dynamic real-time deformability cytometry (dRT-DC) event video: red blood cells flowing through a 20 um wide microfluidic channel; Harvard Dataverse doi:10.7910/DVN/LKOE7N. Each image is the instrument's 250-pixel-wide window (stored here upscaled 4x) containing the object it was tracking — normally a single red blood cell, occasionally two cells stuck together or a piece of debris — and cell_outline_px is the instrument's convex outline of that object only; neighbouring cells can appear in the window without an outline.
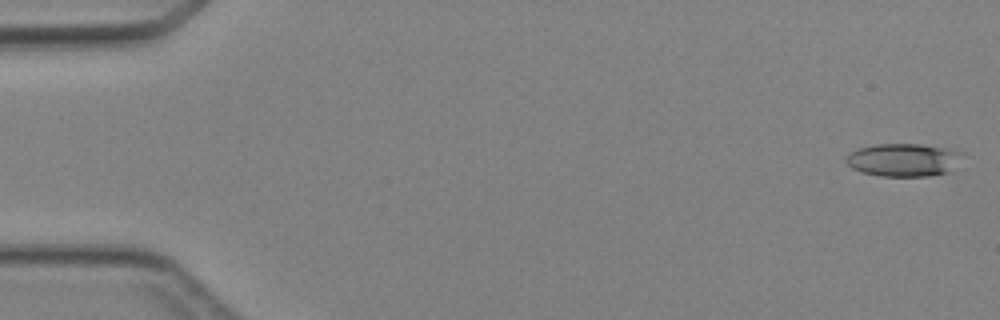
{"species": "Egyptian fruit bat (a non-hibernating species)", "species_latin": "Rousettus aegyptiacus", "temperature_condition": "cold", "stored_images_in_passage": 47, "camera_frame_rate_fps": 3000, "um_per_image_px": 0.085, "animal": {"sex": "female"}, "frame": {"image": 1, "passage_image": 1, "time_ms": 0.0, "image_size_px": [1000, 320], "cell_outline_px": [[964, 152], [948, 172], [928, 176], [880, 176], [860, 172], [852, 168], [844, 160], [852, 152], [860, 148], [876, 144], [920, 144], [944, 148]], "centroid_in_image_um": [76.76, 13.59], "position_along_channel_um": 8.2, "area_um2": 22.02}}
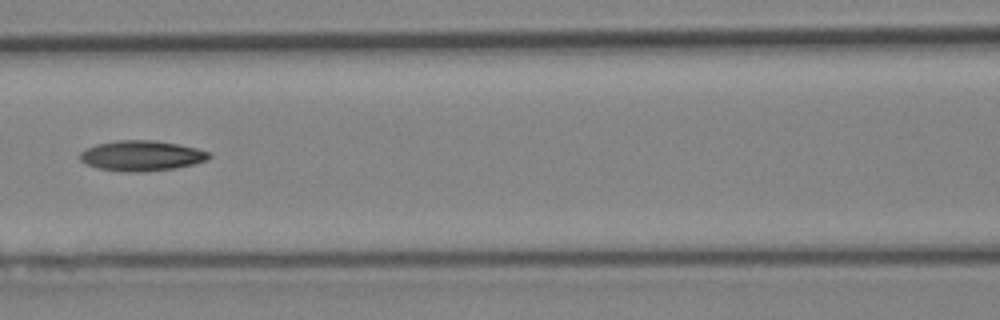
{"frame": {"image": 2, "passage_image": 21, "time_ms": 6.667, "image_size_px": [1000, 320], "cell_outline_px": [[212, 156], [204, 160], [192, 164], [176, 168], [144, 172], [128, 172], [100, 168], [88, 164], [80, 160], [80, 152], [96, 144], [116, 140], [152, 140], [176, 144], [196, 148], [212, 152]], "centroid_in_image_um": [12.05, 13.23], "position_along_channel_um": 154.6, "area_um2": 22.6}}
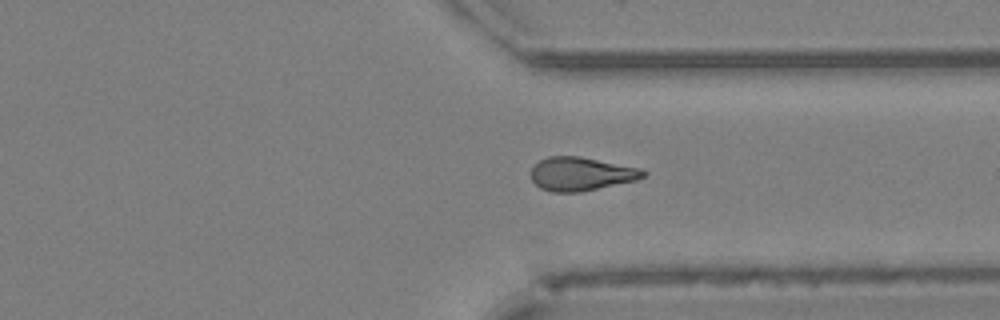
{"frame": {"image": 3, "passage_image": 35, "time_ms": 11.333, "image_size_px": [1000, 320], "cell_outline_px": [[648, 172], [644, 176], [636, 180], [580, 192], [552, 192], [540, 188], [532, 180], [532, 168], [540, 160], [548, 156], [580, 156], [640, 168]], "centroid_in_image_um": [49.39, 14.78], "position_along_channel_um": 362.0, "area_um2": 21.79}}